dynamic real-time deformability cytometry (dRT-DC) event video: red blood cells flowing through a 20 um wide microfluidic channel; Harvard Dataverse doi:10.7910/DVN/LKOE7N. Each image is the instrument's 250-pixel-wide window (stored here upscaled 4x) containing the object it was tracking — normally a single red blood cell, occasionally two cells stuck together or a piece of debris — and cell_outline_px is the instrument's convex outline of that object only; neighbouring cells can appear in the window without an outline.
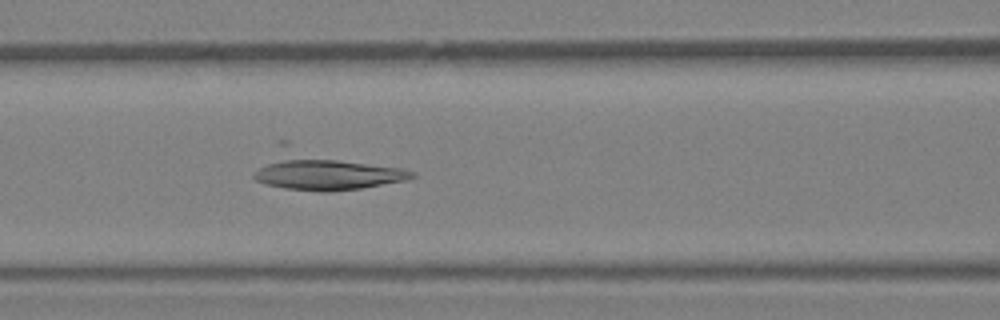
{"species": "Egyptian fruit bat (a non-hibernating species)", "species_latin": "Rousettus aegyptiacus", "temperature_condition": "warm", "stored_images_in_passage": 37, "segment_of_instrument_passage": [1, 2], "camera_frame_rate_fps": 3000, "um_per_image_px": 0.085, "animal": {"sex": "female"}, "frame": {"image": 1, "passage_image": 15, "time_ms": 4.667, "image_size_px": [1000, 320], "cell_outline_px": [[416, 176], [408, 180], [360, 188], [328, 192], [320, 192], [284, 188], [264, 184], [256, 180], [252, 176], [260, 168], [268, 164], [288, 156], [292, 156], [336, 160], [400, 168], [416, 172]], "centroid_in_image_um": [27.84, 14.84], "position_along_channel_um": 138.8, "area_um2": 28.21}}
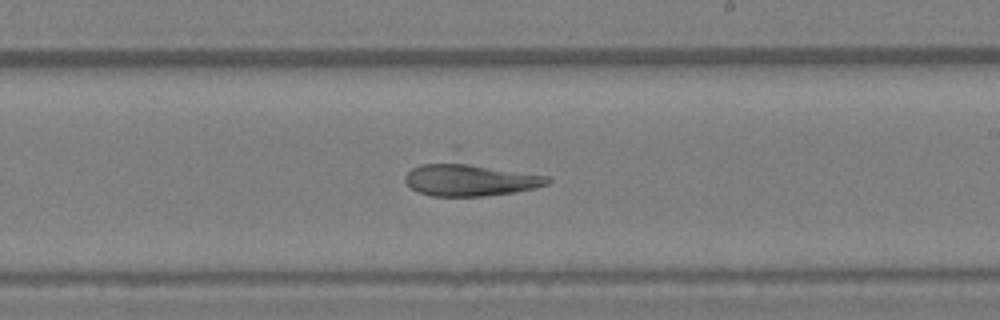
{"frame": {"image": 2, "passage_image": 21, "time_ms": 6.667, "image_size_px": [1000, 320], "cell_outline_px": [[552, 180], [548, 184], [536, 188], [516, 192], [484, 196], [432, 196], [420, 192], [412, 188], [404, 180], [404, 176], [412, 168], [456, 144], [548, 176]], "centroid_in_image_um": [40.04, 14.88], "position_along_channel_um": 249.0, "area_um2": 34.74}}
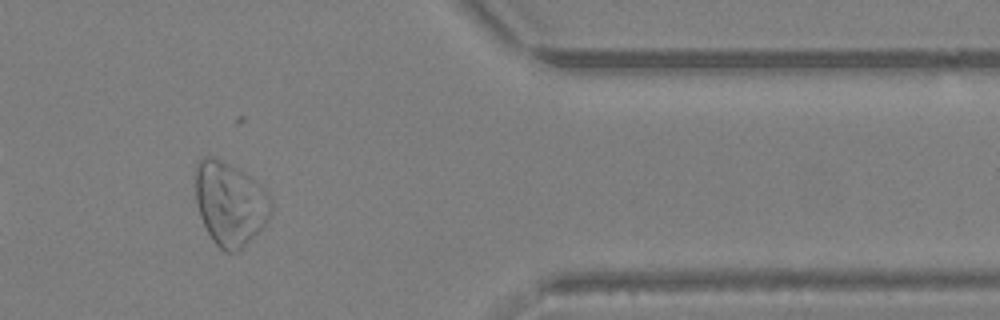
{"frame": {"image": 3, "passage_image": 30, "time_ms": 9.667, "image_size_px": [1000, 320], "cell_outline_px": [[272, 204], [268, 216], [264, 224], [236, 252], [224, 252], [212, 240], [200, 216], [196, 204], [196, 164], [200, 160], [208, 156], [212, 156], [244, 172], [256, 180], [264, 188], [272, 200]], "centroid_in_image_um": [19.53, 17.28], "position_along_channel_um": 391.9, "area_um2": 36.24}}